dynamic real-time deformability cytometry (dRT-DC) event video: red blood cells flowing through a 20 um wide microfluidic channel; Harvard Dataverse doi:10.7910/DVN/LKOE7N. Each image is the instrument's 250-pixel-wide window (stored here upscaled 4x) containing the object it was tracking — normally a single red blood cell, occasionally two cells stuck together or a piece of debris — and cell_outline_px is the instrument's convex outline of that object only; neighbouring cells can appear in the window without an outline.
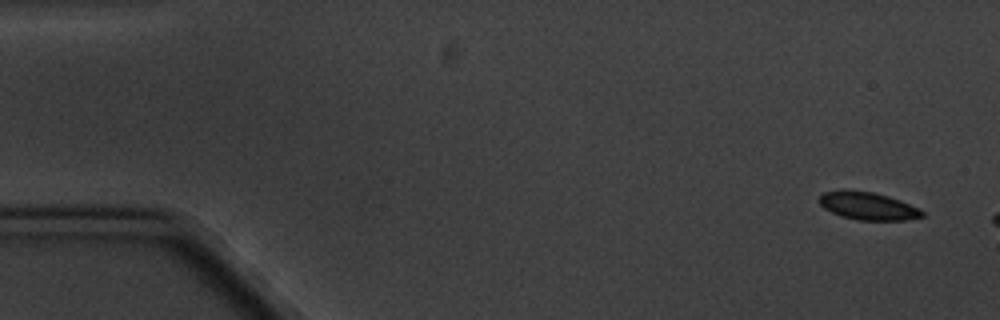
{"species": "common noctule bat (a hibernating species)", "species_latin": "Nyctalus noctula", "temperature_condition": "cold", "stored_images_in_passage": 3, "camera_frame_rate_fps": 3000, "um_per_image_px": 0.085, "animal": {"sex": "male", "body_mass_g": 20.1, "forearm_length_mm": 53.5}, "frame": {"image": 1, "passage_image": 1, "time_ms": 0.0, "image_size_px": [1000, 320], "cell_outline_px": [[924, 216], [904, 220], [856, 220], [840, 216], [824, 208], [820, 204], [820, 196], [824, 192], [840, 188], [848, 188], [872, 192], [888, 196], [900, 200], [920, 208], [924, 212]], "centroid_in_image_um": [73.75, 17.48], "position_along_channel_um": 11.3, "area_um2": 16.94}}